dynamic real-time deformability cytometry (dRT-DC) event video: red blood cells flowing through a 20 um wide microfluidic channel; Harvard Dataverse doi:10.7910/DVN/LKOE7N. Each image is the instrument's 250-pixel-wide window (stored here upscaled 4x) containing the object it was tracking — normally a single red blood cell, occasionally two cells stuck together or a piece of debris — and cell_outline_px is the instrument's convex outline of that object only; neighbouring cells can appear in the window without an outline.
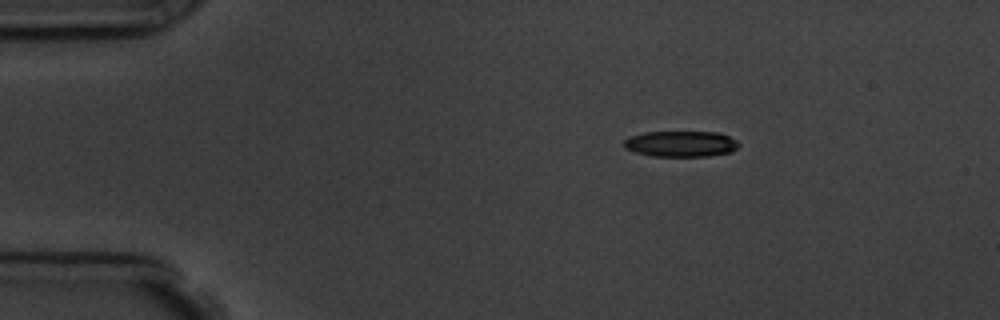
{"species": "common noctule bat (a hibernating species)", "species_latin": "Nyctalus noctula", "temperature_condition": "room temperature", "stored_images_in_passage": 3, "camera_frame_rate_fps": 3000, "um_per_image_px": 0.085, "animal": {"sex": "male", "body_mass_g": 19.5, "forearm_length_mm": 54.6}, "frame": {"image": 1, "passage_image": 1, "time_ms": 0.0, "image_size_px": [1000, 320], "cell_outline_px": [[740, 144], [732, 152], [708, 156], [652, 156], [636, 152], [624, 148], [624, 140], [632, 136], [644, 132], [716, 132], [728, 136], [736, 140]], "centroid_in_image_um": [57.89, 12.23], "position_along_channel_um": 27.1, "area_um2": 17.22}}